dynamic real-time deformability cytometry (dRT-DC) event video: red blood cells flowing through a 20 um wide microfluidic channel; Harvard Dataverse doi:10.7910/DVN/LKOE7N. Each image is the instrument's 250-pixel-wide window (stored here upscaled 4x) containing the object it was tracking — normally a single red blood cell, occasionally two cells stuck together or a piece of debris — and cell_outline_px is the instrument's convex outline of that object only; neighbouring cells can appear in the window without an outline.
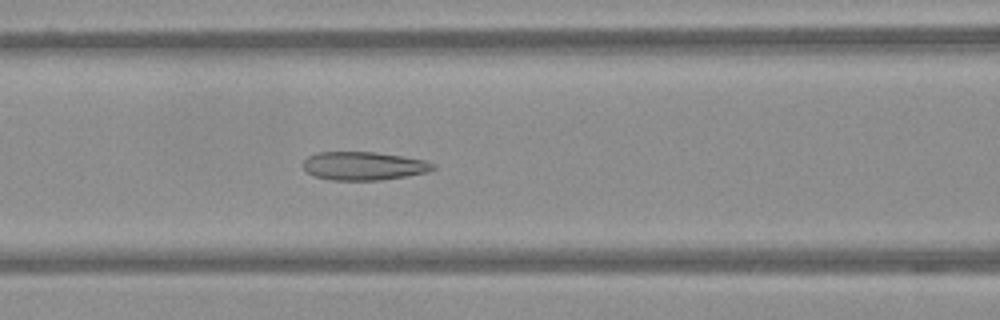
{"species": "Egyptian fruit bat (a non-hibernating species)", "species_latin": "Rousettus aegyptiacus", "temperature_condition": "warm", "stored_images_in_passage": 58, "camera_frame_rate_fps": 3000, "um_per_image_px": 0.085, "frame": {"image": 1, "passage_image": 25, "time_ms": 8.0, "image_size_px": [1000, 320], "cell_outline_px": [[436, 168], [428, 172], [408, 176], [376, 180], [332, 180], [316, 176], [308, 172], [304, 168], [304, 160], [308, 156], [316, 152], [376, 152], [404, 156], [424, 160], [436, 164]], "centroid_in_image_um": [30.96, 14.09], "position_along_channel_um": 135.6, "area_um2": 21.5}}
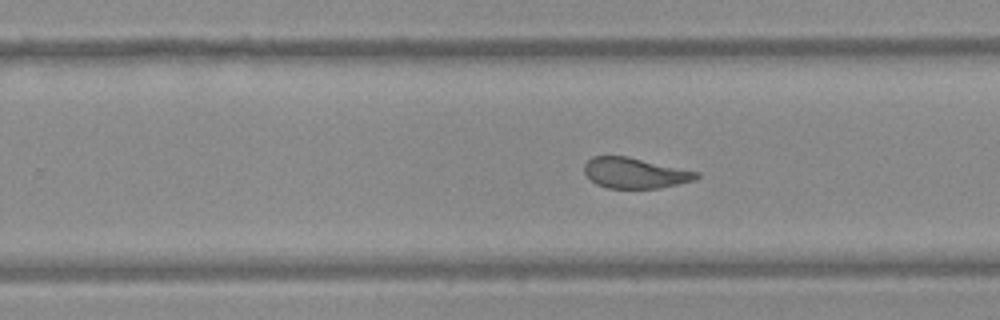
{"frame": {"image": 2, "passage_image": 37, "time_ms": 12.0, "image_size_px": [1000, 320], "cell_outline_px": [[700, 176], [696, 180], [660, 188], [608, 188], [596, 184], [584, 172], [584, 164], [592, 156], [628, 156], [700, 172]], "centroid_in_image_um": [54.0, 14.7], "position_along_channel_um": 275.8, "area_um2": 20.06}}
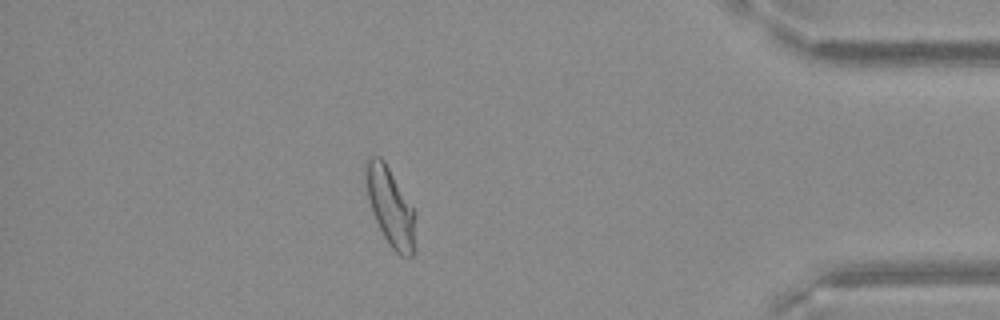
{"frame": {"image": 3, "passage_image": 51, "time_ms": 16.667, "image_size_px": [1000, 320], "cell_outline_px": [[416, 252], [412, 256], [400, 256], [392, 248], [384, 236], [372, 212], [368, 196], [364, 164], [368, 156], [380, 156], [384, 160], [416, 212]], "centroid_in_image_um": [33.22, 17.6], "position_along_channel_um": 402.0, "area_um2": 22.89}}